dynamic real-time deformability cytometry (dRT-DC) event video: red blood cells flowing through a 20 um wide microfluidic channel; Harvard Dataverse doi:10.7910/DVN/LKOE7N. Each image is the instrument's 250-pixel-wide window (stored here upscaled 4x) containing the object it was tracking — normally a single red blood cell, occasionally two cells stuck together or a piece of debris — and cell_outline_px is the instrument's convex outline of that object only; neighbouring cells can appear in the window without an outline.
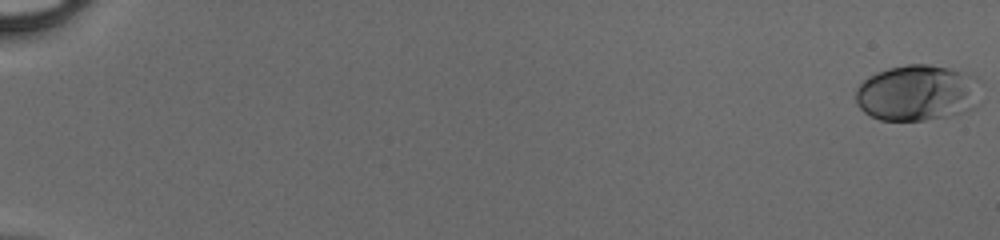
{"species": "human", "species_latin": "Homo sapiens", "temperature_condition": "cold", "stored_images_in_passage": 51, "camera_frame_rate_fps": 3000, "um_per_image_px": 0.085, "donor": {"sex": "male"}, "frame": {"image": 1, "passage_image": 1, "time_ms": 0.0, "image_size_px": [1000, 240], "cell_outline_px": [[980, 104], [976, 108], [968, 112], [924, 120], [880, 120], [864, 112], [856, 104], [856, 88], [868, 76], [876, 72], [888, 68], [908, 64], [928, 64], [948, 68], [976, 76]], "centroid_in_image_um": [77.98, 7.9], "position_along_channel_um": 7.0, "area_um2": 41.15}}
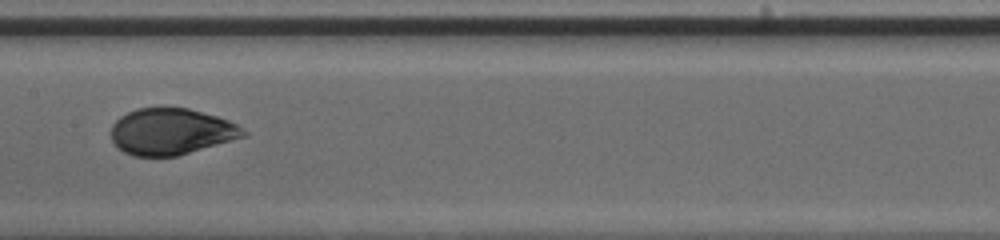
{"frame": {"image": 2, "passage_image": 29, "time_ms": 9.333, "image_size_px": [1000, 240], "cell_outline_px": [[248, 136], [176, 156], [132, 156], [116, 148], [112, 140], [112, 124], [120, 116], [136, 108], [188, 108], [216, 116], [228, 120], [236, 124], [248, 132]], "centroid_in_image_um": [14.55, 11.19], "position_along_channel_um": 192.9, "area_um2": 35.78}}
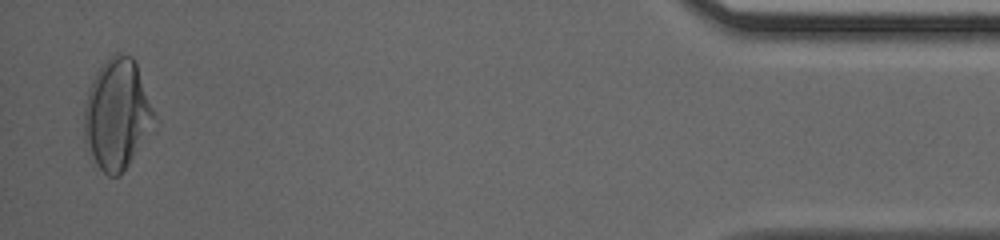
{"frame": {"image": 3, "passage_image": 50, "time_ms": 16.333, "image_size_px": [1000, 240], "cell_outline_px": [[156, 116], [128, 164], [120, 176], [108, 176], [96, 164], [84, 144], [84, 104], [92, 80], [96, 72], [116, 52], [132, 56], [136, 60]], "centroid_in_image_um": [9.91, 9.68], "position_along_channel_um": 425.3, "area_um2": 44.39}}